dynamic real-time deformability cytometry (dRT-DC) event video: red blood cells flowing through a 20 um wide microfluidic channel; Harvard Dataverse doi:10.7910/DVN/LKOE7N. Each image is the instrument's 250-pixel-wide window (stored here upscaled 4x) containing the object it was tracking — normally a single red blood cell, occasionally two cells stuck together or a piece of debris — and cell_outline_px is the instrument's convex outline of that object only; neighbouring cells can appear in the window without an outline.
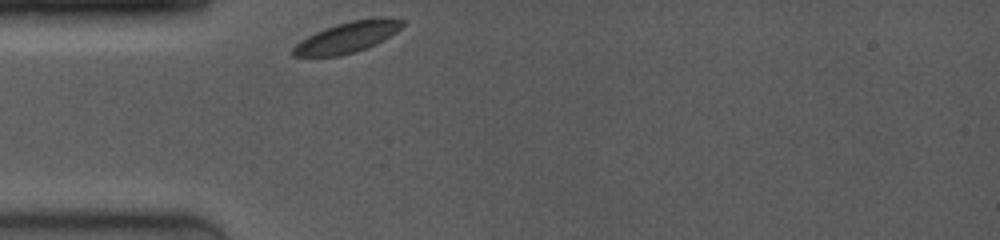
{"species": "common noctule bat (a hibernating species)", "species_latin": "Nyctalus noctula", "temperature_condition": "room temperature", "stored_images_in_passage": 31, "camera_frame_rate_fps": 4000, "um_per_image_px": 0.085, "animal": {"sex": "female", "body_mass_g": 19.0, "forearm_length_mm": 53.3}, "frame": {"image": 1, "passage_image": 1, "time_ms": 0.0, "image_size_px": [1000, 240], "cell_outline_px": [[404, 24], [396, 32], [384, 40], [376, 44], [352, 52], [336, 56], [292, 56], [292, 48], [296, 44], [308, 36], [324, 28], [336, 24], [352, 20], [404, 20]], "centroid_in_image_um": [29.44, 3.2], "position_along_channel_um": 55.6, "area_um2": 18.73}}
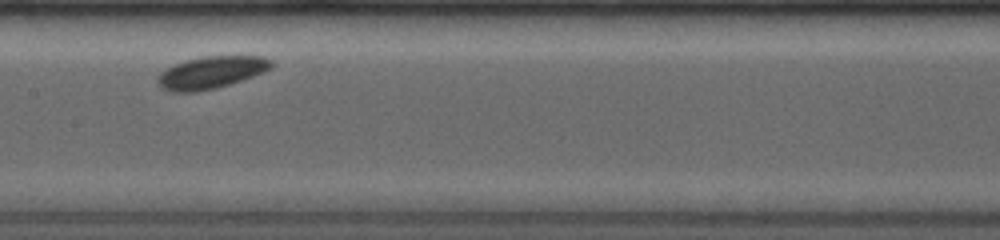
{"frame": {"image": 2, "passage_image": 11, "time_ms": 3.75, "image_size_px": [1000, 240], "cell_outline_px": [[272, 64], [268, 68], [252, 76], [216, 88], [192, 92], [172, 92], [160, 88], [156, 80], [168, 68], [176, 64], [188, 60], [204, 56], [260, 56], [272, 60]], "centroid_in_image_um": [17.91, 6.16], "position_along_channel_um": 189.5, "area_um2": 20.69}}
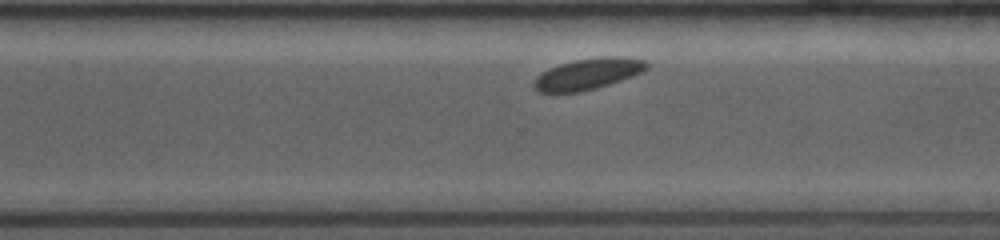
{"frame": {"image": 3, "passage_image": 25, "time_ms": 7.25, "image_size_px": [1000, 240], "cell_outline_px": [[648, 68], [640, 72], [620, 80], [596, 88], [576, 92], [540, 92], [532, 84], [536, 76], [560, 64], [576, 60], [644, 60], [648, 64]], "centroid_in_image_um": [49.85, 6.36], "position_along_channel_um": 320.8, "area_um2": 18.73}}